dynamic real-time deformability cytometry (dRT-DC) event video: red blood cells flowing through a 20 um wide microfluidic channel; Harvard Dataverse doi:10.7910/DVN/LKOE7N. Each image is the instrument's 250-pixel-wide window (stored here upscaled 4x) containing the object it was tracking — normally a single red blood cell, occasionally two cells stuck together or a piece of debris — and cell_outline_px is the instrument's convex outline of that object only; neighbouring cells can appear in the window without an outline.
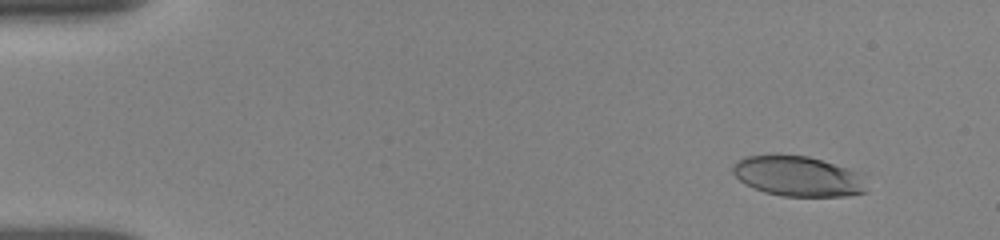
{"species": "human", "species_latin": "Homo sapiens", "temperature_condition": "room temperature", "stored_images_in_passage": 10, "camera_frame_rate_fps": 3000, "um_per_image_px": 0.085, "donor": {"sex": "female"}, "frame": {"image": 1, "passage_image": 2, "time_ms": 1.0, "image_size_px": [1000, 240], "cell_outline_px": [[864, 192], [844, 196], [784, 196], [764, 192], [744, 184], [732, 172], [732, 168], [736, 160], [744, 156], [772, 152], [776, 152], [808, 156], [848, 168], [856, 172]], "centroid_in_image_um": [67.66, 14.92], "position_along_channel_um": 17.3, "area_um2": 31.44}}